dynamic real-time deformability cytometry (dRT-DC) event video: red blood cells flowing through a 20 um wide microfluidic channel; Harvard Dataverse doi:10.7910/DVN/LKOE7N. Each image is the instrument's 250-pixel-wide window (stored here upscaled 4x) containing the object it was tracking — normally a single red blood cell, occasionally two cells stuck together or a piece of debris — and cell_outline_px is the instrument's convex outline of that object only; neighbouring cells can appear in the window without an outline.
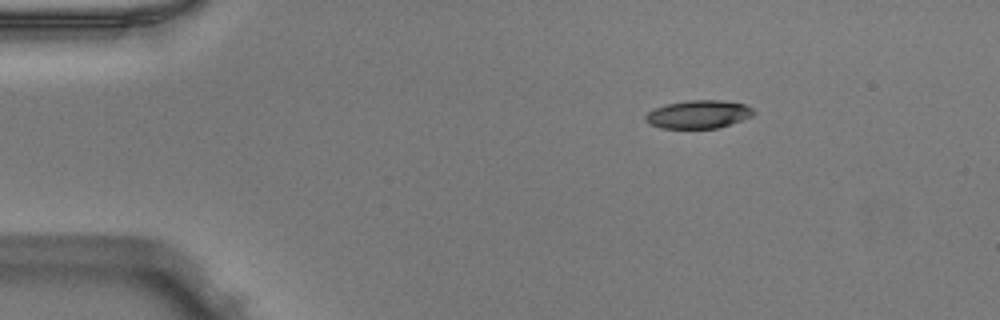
{"species": "Egyptian fruit bat (a non-hibernating species)", "species_latin": "Rousettus aegyptiacus", "temperature_condition": "warm", "stored_images_in_passage": 44, "camera_frame_rate_fps": 3000, "um_per_image_px": 0.085, "animal": {"sex": "male"}, "frame": {"image": 1, "passage_image": 1, "time_ms": 0.0, "image_size_px": [1000, 320], "cell_outline_px": [[756, 112], [752, 116], [716, 128], [660, 128], [648, 124], [644, 120], [644, 116], [648, 112], [656, 108], [668, 104], [688, 100], [720, 100], [744, 104], [752, 108]], "centroid_in_image_um": [59.33, 9.72], "position_along_channel_um": 25.7, "area_um2": 17.57}}
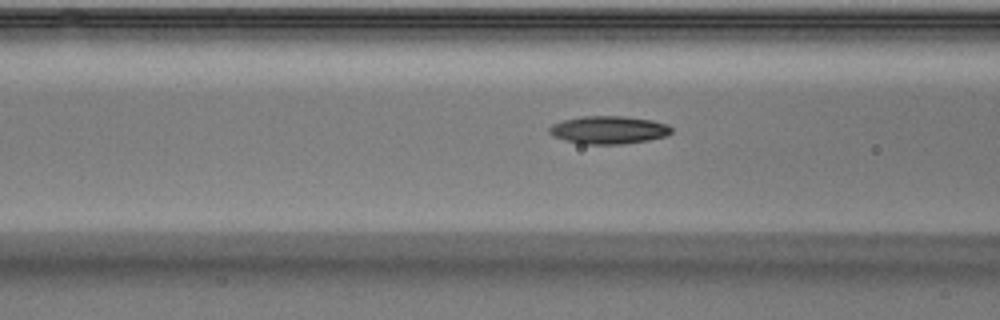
{"frame": {"image": 2, "passage_image": 13, "time_ms": 4.0, "image_size_px": [1000, 320], "cell_outline_px": [[672, 132], [668, 136], [648, 140], [624, 144], [580, 144], [564, 140], [552, 136], [548, 132], [548, 128], [552, 124], [564, 120], [584, 116], [624, 116], [652, 120], [668, 124], [672, 128]], "centroid_in_image_um": [51.74, 11.05], "position_along_channel_um": 114.9, "area_um2": 20.06}}
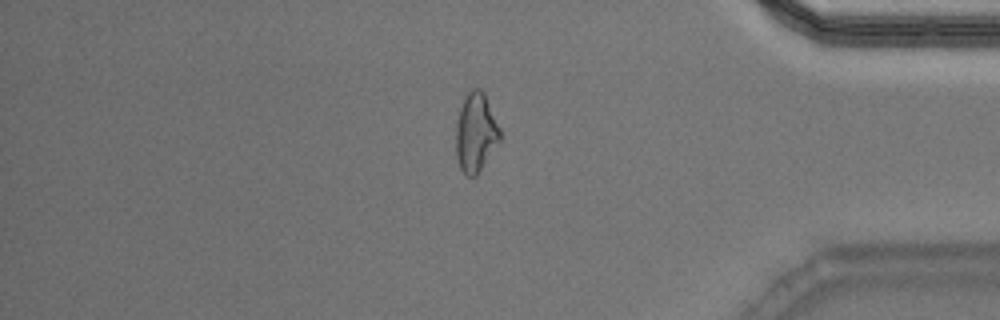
{"frame": {"image": 3, "passage_image": 36, "time_ms": 11.667, "image_size_px": [1000, 320], "cell_outline_px": [[500, 140], [476, 176], [464, 176], [460, 168], [456, 156], [456, 124], [460, 108], [468, 92], [472, 88], [480, 88], [484, 92], [500, 128]], "centroid_in_image_um": [40.43, 11.27], "position_along_channel_um": 394.8, "area_um2": 20.17}, "authors_computed_cell_mechanics": {"area_um2": 19.1896, "velocity_mm_per_s": 3.9776, "shape_relaxation_time_tau1_ms": 6.7023, "shape_relaxation_time_tau2_ms": 4.1479, "deformation_change_tau1": 0.1871, "deformation_change_tau2": 0.1117}}